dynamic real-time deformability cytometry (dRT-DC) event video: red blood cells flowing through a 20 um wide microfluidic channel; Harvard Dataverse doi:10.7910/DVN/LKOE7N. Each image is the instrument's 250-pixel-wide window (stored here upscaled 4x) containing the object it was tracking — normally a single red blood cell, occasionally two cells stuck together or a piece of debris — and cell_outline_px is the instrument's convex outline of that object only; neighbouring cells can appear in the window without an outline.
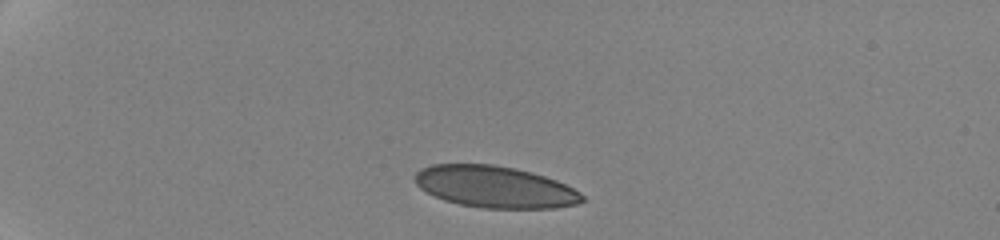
{"species": "human", "species_latin": "Homo sapiens", "temperature_condition": "cold", "stored_images_in_passage": 4, "camera_frame_rate_fps": 3000, "um_per_image_px": 0.085, "donor": {"sex": "female"}, "frame": {"image": 1, "passage_image": 1, "time_ms": 0.0, "image_size_px": [1000, 240], "cell_outline_px": [[584, 200], [576, 204], [556, 208], [484, 208], [460, 204], [444, 200], [420, 188], [412, 180], [412, 176], [420, 168], [432, 164], [492, 164], [516, 168], [532, 172], [556, 180], [580, 192], [584, 196]], "centroid_in_image_um": [42.03, 15.87], "position_along_channel_um": 43.0, "area_um2": 40.75}}
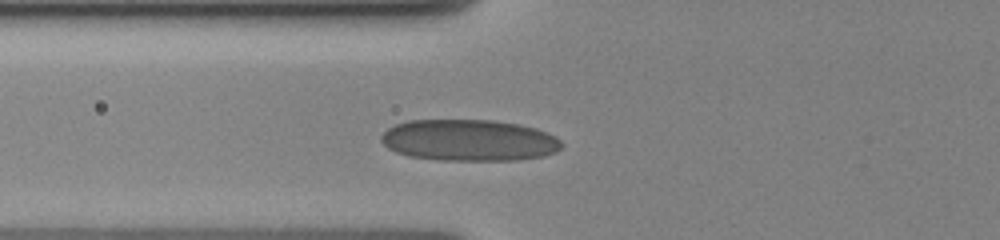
{"frame": {"image": 2, "passage_image": 4, "time_ms": 3.0, "image_size_px": [1000, 240], "cell_outline_px": [[564, 144], [556, 152], [544, 156], [516, 160], [436, 160], [408, 156], [396, 152], [388, 148], [380, 140], [380, 136], [388, 128], [396, 124], [408, 120], [492, 120], [520, 124], [536, 128], [548, 132], [556, 136]], "centroid_in_image_um": [39.88, 11.92], "position_along_channel_um": 85.9, "area_um2": 43.99}}